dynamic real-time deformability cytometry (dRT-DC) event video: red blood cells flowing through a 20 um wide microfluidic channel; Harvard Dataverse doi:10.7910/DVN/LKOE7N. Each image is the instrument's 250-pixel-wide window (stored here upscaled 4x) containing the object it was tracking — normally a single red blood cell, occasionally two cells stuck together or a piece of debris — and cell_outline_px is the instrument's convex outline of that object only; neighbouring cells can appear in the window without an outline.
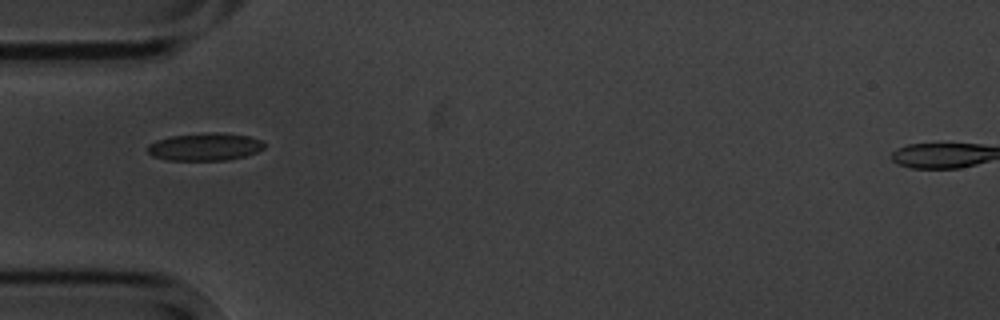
{"species": "common noctule bat (a hibernating species)", "species_latin": "Nyctalus noctula", "temperature_condition": "cold", "stored_images_in_passage": 2, "camera_frame_rate_fps": 3000, "um_per_image_px": 0.085, "animal": {"sex": "male", "body_mass_g": 20.1, "forearm_length_mm": 53.5}, "frame": {"image": 1, "passage_image": 1, "time_ms": 0.0, "image_size_px": [1000, 320], "cell_outline_px": [[264, 148], [256, 152], [244, 156], [228, 160], [164, 160], [152, 156], [148, 152], [148, 144], [156, 140], [172, 136], [208, 132], [220, 132], [248, 136], [260, 140], [264, 144]], "centroid_in_image_um": [17.39, 12.48], "position_along_channel_um": 67.6, "area_um2": 18.79}}
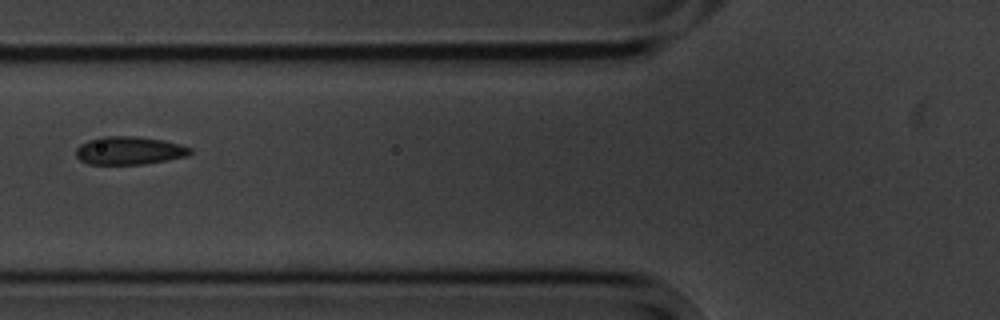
{"frame": {"image": 2, "passage_image": 2, "time_ms": 1.333, "image_size_px": [1000, 320], "cell_outline_px": [[192, 152], [188, 156], [168, 160], [144, 164], [88, 164], [80, 160], [76, 156], [76, 148], [80, 144], [88, 140], [100, 136], [136, 136], [164, 140], [180, 144], [192, 148]], "centroid_in_image_um": [10.99, 12.79], "position_along_channel_um": 114.8, "area_um2": 18.9}}